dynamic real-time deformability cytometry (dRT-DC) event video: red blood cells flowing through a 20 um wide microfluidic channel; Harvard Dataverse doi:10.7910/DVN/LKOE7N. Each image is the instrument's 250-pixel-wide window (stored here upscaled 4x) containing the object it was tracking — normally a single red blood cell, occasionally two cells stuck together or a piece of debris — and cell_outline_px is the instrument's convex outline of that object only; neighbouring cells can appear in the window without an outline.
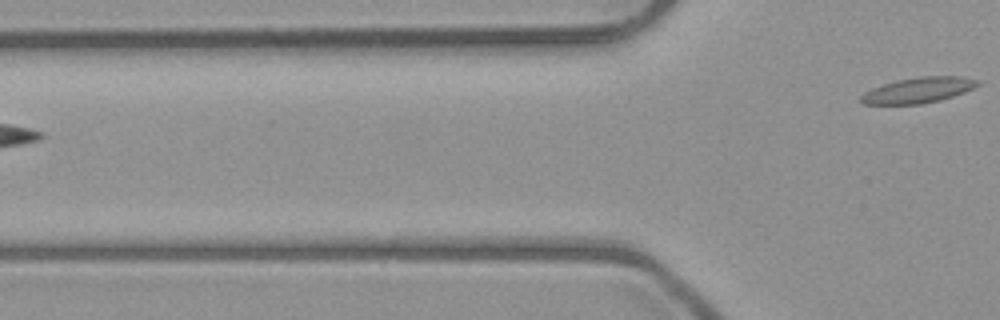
{"species": "common noctule bat (a hibernating species)", "species_latin": "Nyctalus noctula", "temperature_condition": "room temperature", "stored_images_in_passage": 4, "camera_frame_rate_fps": 3000, "um_per_image_px": 0.085, "animal": {"sex": "male", "body_mass_g": 23.1, "forearm_length_mm": 52.7}, "frame": {"image": 1, "passage_image": 4, "time_ms": 3.333, "image_size_px": [1000, 320], "cell_outline_px": [[980, 84], [964, 92], [940, 100], [920, 104], [864, 104], [860, 100], [860, 96], [864, 92], [872, 88], [896, 80], [920, 76], [960, 76], [980, 80]], "centroid_in_image_um": [78.05, 7.66], "position_along_channel_um": 47.7, "area_um2": 17.34}}